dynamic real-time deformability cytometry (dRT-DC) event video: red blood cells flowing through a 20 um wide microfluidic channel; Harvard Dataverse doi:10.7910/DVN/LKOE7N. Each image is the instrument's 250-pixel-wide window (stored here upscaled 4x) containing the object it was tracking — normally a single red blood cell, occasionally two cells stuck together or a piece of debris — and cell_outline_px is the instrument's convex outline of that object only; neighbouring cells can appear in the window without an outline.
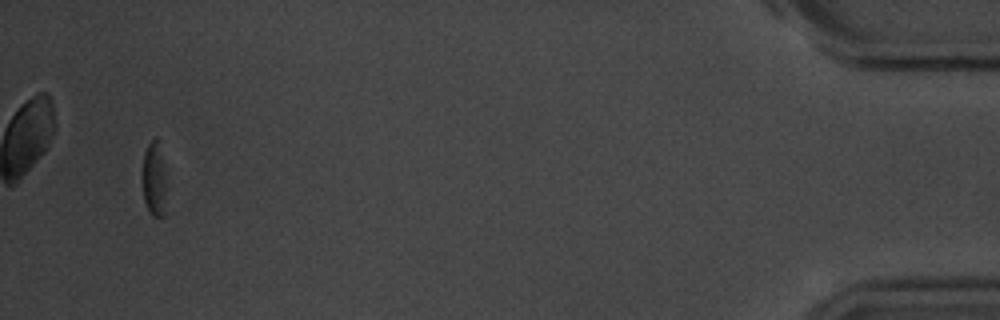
{"species": "common noctule bat (a hibernating species)", "species_latin": "Nyctalus noctula", "temperature_condition": "room temperature", "stored_images_in_passage": 54, "segment_of_instrument_passage": [2, 2], "camera_frame_rate_fps": 3000, "um_per_image_px": 0.085, "animal": {"sex": "male", "body_mass_g": 20.1, "forearm_length_mm": 53.5}, "frame": {"image": 1, "passage_image": 52, "time_ms": 17.0, "image_size_px": [1000, 320], "cell_outline_px": [[164, 216], [152, 216], [148, 212], [144, 200], [140, 176], [144, 152], [148, 144], [156, 136], [164, 172]], "centroid_in_image_um": [13.01, 15.27], "position_along_channel_um": 422.2, "area_um2": 10.29}}